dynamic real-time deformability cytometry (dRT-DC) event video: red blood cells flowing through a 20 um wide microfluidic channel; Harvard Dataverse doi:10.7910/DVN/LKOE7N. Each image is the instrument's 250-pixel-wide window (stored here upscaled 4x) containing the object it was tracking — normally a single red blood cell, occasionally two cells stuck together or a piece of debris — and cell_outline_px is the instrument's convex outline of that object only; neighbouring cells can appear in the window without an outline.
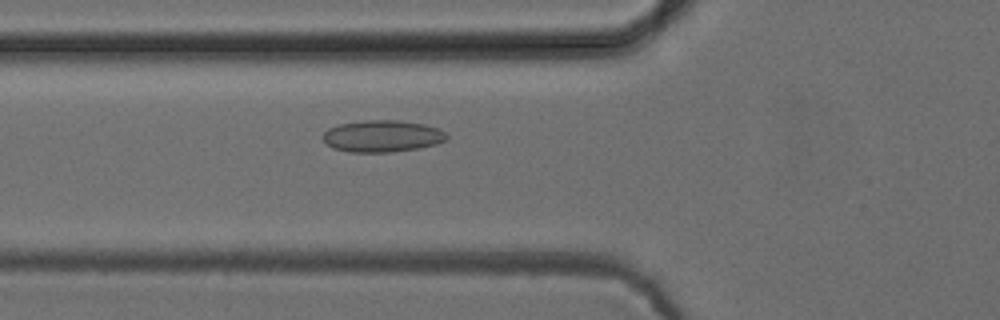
{"species": "common noctule bat (a hibernating species)", "species_latin": "Nyctalus noctula", "temperature_condition": "cold", "stored_images_in_passage": 52, "camera_frame_rate_fps": 3000, "um_per_image_px": 0.085, "animal": {"sex": "female", "body_mass_g": 24.6, "forearm_length_mm": 56.2}, "frame": {"image": 1, "passage_image": 19, "time_ms": 6.0, "image_size_px": [1000, 320], "cell_outline_px": [[448, 136], [444, 140], [436, 144], [420, 148], [392, 152], [348, 152], [332, 148], [320, 136], [328, 128], [340, 124], [364, 120], [396, 120], [424, 124], [440, 128]], "centroid_in_image_um": [32.47, 11.57], "position_along_channel_um": 93.3, "area_um2": 23.06}}
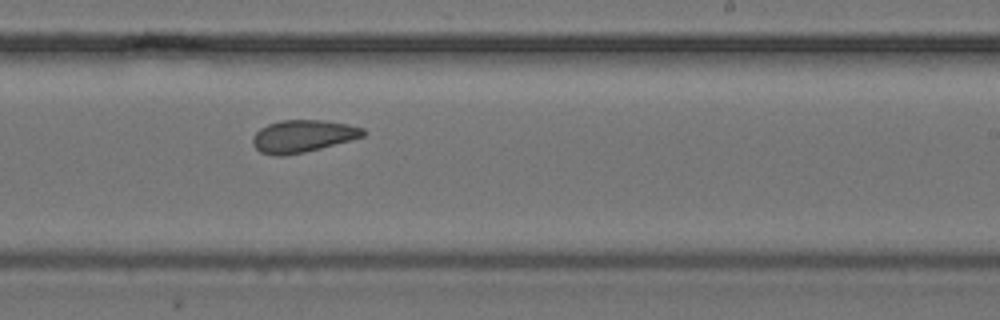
{"frame": {"image": 2, "passage_image": 32, "time_ms": 10.333, "image_size_px": [1000, 320], "cell_outline_px": [[368, 132], [364, 136], [320, 148], [304, 152], [284, 156], [272, 156], [260, 152], [252, 144], [252, 136], [260, 128], [268, 124], [280, 120], [324, 120], [348, 124], [364, 128]], "centroid_in_image_um": [25.72, 11.57], "position_along_channel_um": 263.3, "area_um2": 20.92}}
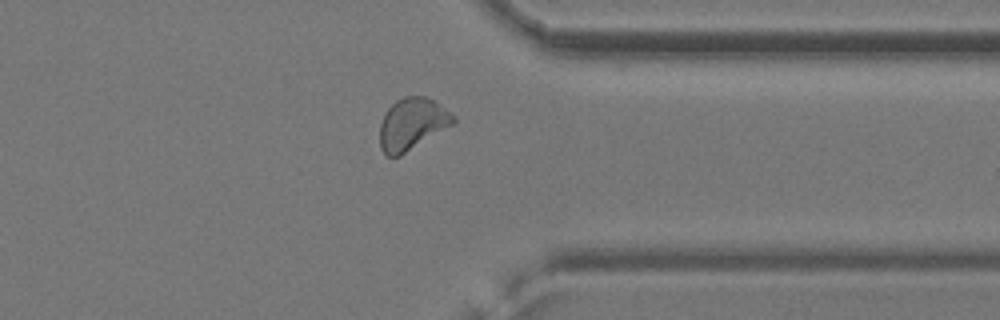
{"frame": {"image": 3, "passage_image": 41, "time_ms": 13.333, "image_size_px": [1000, 320], "cell_outline_px": [[456, 124], [400, 156], [388, 156], [380, 148], [380, 124], [384, 112], [396, 100], [404, 96], [424, 96], [436, 100], [456, 116]], "centroid_in_image_um": [35.08, 10.52], "position_along_channel_um": 376.3, "area_um2": 22.72}, "authors_computed_cell_mechanics": {"area_um2": 22.3975, "velocity_mm_per_s": 3.9124, "shape_relaxation_time_tau1_ms": null, "shape_relaxation_time_tau2_ms": 4.9606, "deformation_change_tau1": null, "deformation_change_tau2": 0.1172}}